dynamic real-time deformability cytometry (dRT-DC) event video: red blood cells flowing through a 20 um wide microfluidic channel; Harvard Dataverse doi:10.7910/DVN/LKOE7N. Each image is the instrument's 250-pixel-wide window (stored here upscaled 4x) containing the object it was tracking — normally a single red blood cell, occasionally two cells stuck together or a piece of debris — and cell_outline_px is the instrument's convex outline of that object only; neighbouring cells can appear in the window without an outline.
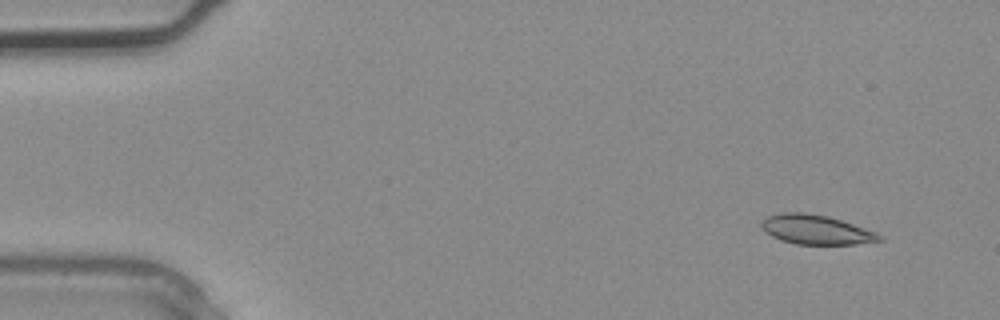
{"species": "common noctule bat (a hibernating species)", "species_latin": "Nyctalus noctula", "temperature_condition": "warm", "stored_images_in_passage": 3, "segment_of_instrument_passage": [2, 2], "camera_frame_rate_fps": 3000, "um_per_image_px": 0.085, "animal": {"sex": "male", "body_mass_g": 20.4}, "frame": {"image": 1, "passage_image": 3, "time_ms": 0.667, "image_size_px": [1000, 320], "cell_outline_px": [[884, 240], [856, 244], [796, 244], [780, 240], [772, 236], [760, 224], [768, 216], [784, 212], [804, 212], [828, 216], [876, 232], [884, 236]], "centroid_in_image_um": [69.4, 19.52], "position_along_channel_um": 15.6, "area_um2": 20.0}}